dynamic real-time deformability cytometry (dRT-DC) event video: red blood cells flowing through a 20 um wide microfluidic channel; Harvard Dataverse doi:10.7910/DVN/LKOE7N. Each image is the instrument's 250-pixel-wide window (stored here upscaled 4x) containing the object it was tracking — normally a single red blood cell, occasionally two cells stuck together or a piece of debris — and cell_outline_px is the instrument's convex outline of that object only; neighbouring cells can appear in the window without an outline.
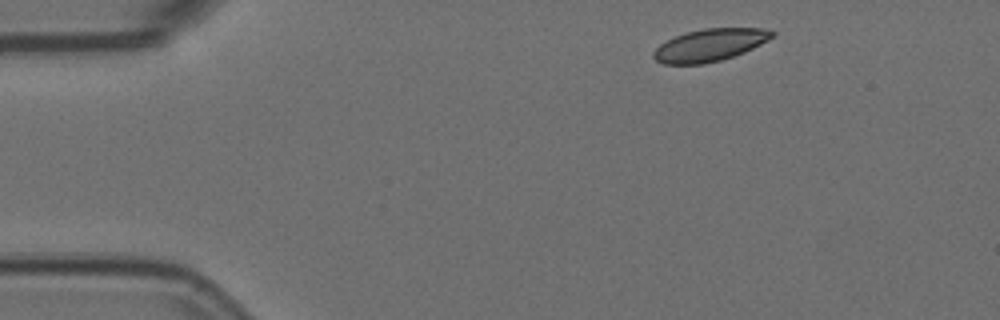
{"species": "Egyptian fruit bat (a non-hibernating species)", "species_latin": "Rousettus aegyptiacus", "temperature_condition": "room temperature", "stored_images_in_passage": 3, "camera_frame_rate_fps": 3000, "um_per_image_px": 0.085, "animal": {"sex": "female"}, "frame": {"image": 1, "passage_image": 1, "time_ms": 0.0, "image_size_px": [1000, 320], "cell_outline_px": [[776, 36], [744, 52], [720, 60], [704, 64], [664, 64], [656, 60], [652, 56], [652, 52], [660, 44], [676, 36], [688, 32], [704, 28], [764, 28], [776, 32]], "centroid_in_image_um": [60.35, 3.83], "position_along_channel_um": 24.7, "area_um2": 22.25}}